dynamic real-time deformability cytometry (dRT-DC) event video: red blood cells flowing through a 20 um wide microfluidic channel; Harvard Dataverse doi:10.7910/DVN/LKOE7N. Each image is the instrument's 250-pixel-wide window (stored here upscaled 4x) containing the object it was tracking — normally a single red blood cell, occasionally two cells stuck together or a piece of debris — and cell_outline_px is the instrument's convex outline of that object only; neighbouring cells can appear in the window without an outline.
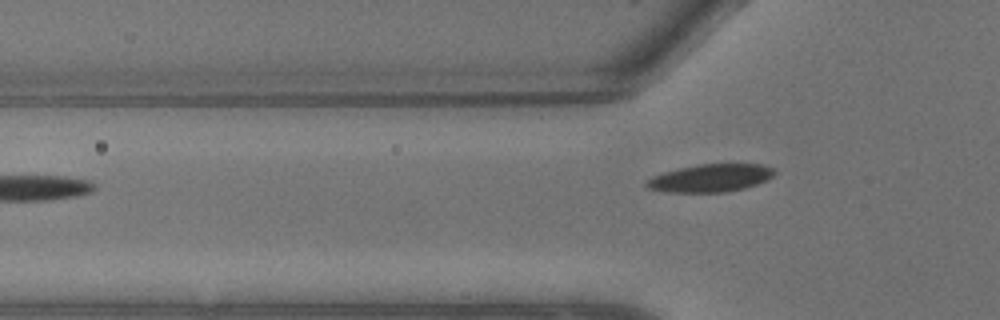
{"species": "common noctule bat (a hibernating species)", "species_latin": "Nyctalus noctula", "temperature_condition": "warm", "stored_images_in_passage": 8, "camera_frame_rate_fps": 3000, "um_per_image_px": 0.085, "animal": {"sex": "male", "body_mass_g": 13.3}, "frame": {"image": 1, "passage_image": 8, "time_ms": 2.333, "image_size_px": [1000, 320], "cell_outline_px": [[776, 172], [768, 180], [744, 188], [728, 192], [668, 192], [648, 188], [644, 184], [652, 176], [664, 172], [680, 168], [700, 164], [760, 164], [772, 168]], "centroid_in_image_um": [60.4, 15.13], "position_along_channel_um": 65.4, "area_um2": 20.58}}